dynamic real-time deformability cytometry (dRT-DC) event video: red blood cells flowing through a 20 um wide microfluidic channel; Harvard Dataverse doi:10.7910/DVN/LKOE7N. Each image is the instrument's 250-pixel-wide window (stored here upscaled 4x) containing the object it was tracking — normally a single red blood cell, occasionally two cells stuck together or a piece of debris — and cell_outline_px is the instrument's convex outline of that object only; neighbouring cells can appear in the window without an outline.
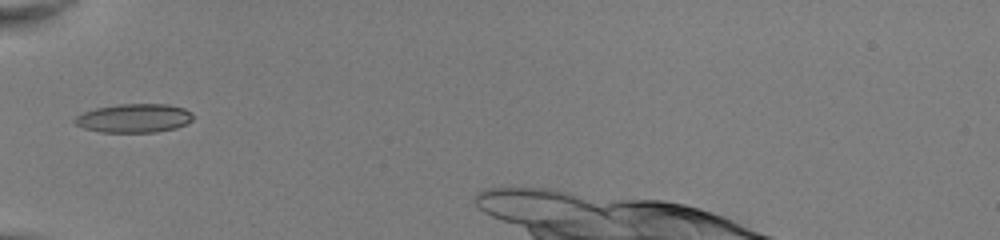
{"species": "common noctule bat (a hibernating species)", "species_latin": "Nyctalus noctula", "temperature_condition": "room temperature", "stored_images_in_passage": 12, "camera_frame_rate_fps": 3000, "um_per_image_px": 0.085, "animal": {"sex": "female", "body_mass_g": 22.0, "forearm_length_mm": 56.7}, "frame": {"image": 1, "passage_image": 1, "time_ms": 0.0, "image_size_px": [1000, 240], "cell_outline_px": [[192, 120], [176, 128], [156, 132], [100, 132], [84, 128], [76, 124], [72, 120], [76, 116], [84, 112], [96, 108], [116, 104], [168, 104], [184, 108], [192, 112]], "centroid_in_image_um": [11.39, 10.04], "position_along_channel_um": 73.6, "area_um2": 19.83}}
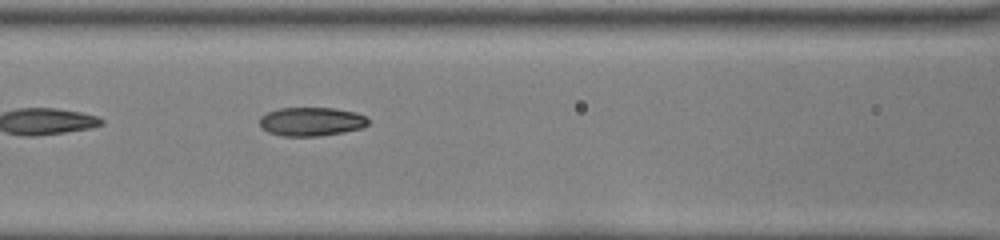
{"frame": {"image": 2, "passage_image": 6, "time_ms": 1.667, "image_size_px": [1000, 240], "cell_outline_px": [[368, 124], [360, 128], [344, 132], [316, 136], [280, 136], [268, 132], [260, 128], [260, 116], [268, 112], [280, 108], [336, 108], [356, 112], [364, 116], [368, 120]], "centroid_in_image_um": [26.43, 10.33], "position_along_channel_um": 140.2, "area_um2": 18.21}}
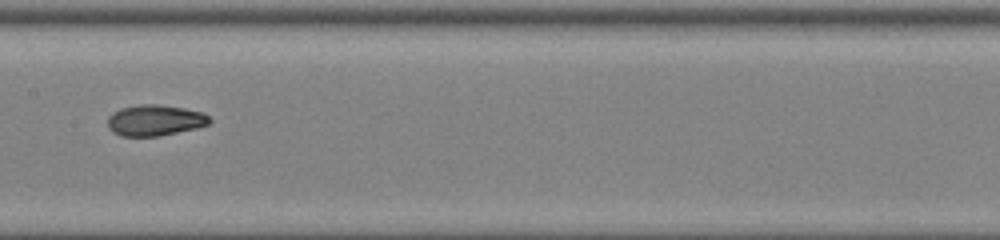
{"frame": {"image": 3, "passage_image": 10, "time_ms": 3.0, "image_size_px": [1000, 240], "cell_outline_px": [[212, 120], [208, 124], [196, 128], [160, 136], [120, 136], [112, 132], [108, 128], [108, 116], [112, 112], [120, 108], [140, 104], [156, 104], [184, 108], [204, 112]], "centroid_in_image_um": [13.15, 10.22], "position_along_channel_um": 194.3, "area_um2": 18.55}}